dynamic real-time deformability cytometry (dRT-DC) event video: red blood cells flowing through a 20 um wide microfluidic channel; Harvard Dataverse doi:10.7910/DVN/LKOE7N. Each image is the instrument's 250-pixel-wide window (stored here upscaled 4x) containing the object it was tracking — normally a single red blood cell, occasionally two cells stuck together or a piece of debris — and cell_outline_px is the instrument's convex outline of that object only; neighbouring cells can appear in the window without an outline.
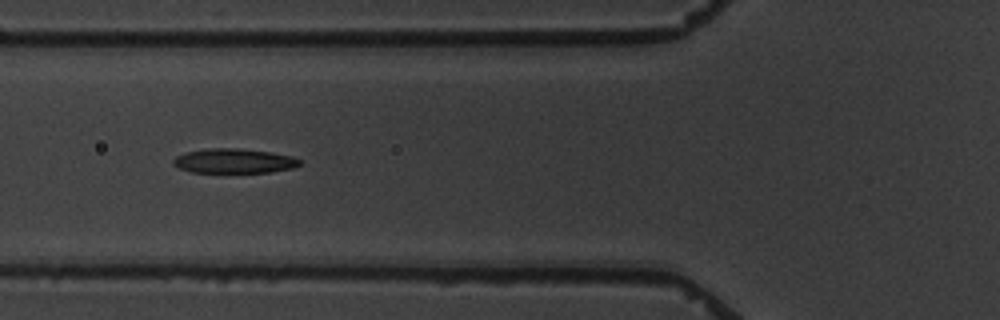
{"species": "common noctule bat (a hibernating species)", "species_latin": "Nyctalus noctula", "temperature_condition": "warm", "stored_images_in_passage": 14, "camera_frame_rate_fps": 3000, "um_per_image_px": 0.085, "animal": {"sex": "male", "body_mass_g": 19.5, "forearm_length_mm": 54.6}, "frame": {"image": 1, "passage_image": 5, "time_ms": 6.333, "image_size_px": [1000, 320], "cell_outline_px": [[304, 164], [292, 168], [272, 172], [192, 172], [180, 168], [172, 164], [172, 160], [176, 156], [184, 152], [208, 148], [240, 148], [268, 152], [292, 156], [300, 160]], "centroid_in_image_um": [19.89, 13.67], "position_along_channel_um": 105.9, "area_um2": 18.15}}
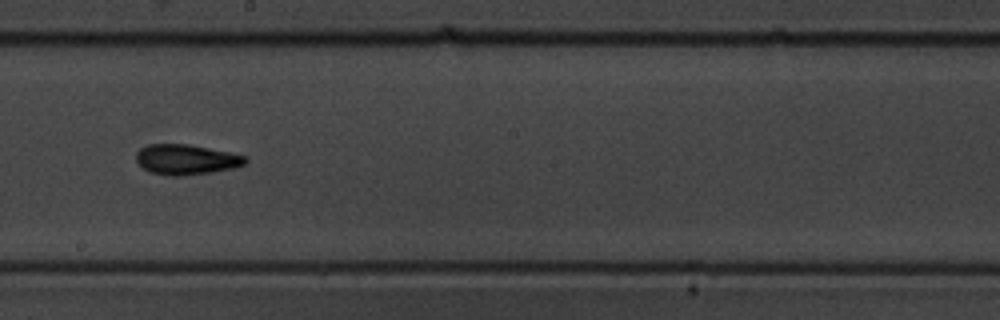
{"frame": {"image": 2, "passage_image": 8, "time_ms": 10.0, "image_size_px": [1000, 320], "cell_outline_px": [[248, 160], [244, 164], [232, 168], [212, 172], [180, 176], [168, 176], [148, 172], [136, 160], [136, 152], [140, 148], [148, 144], [188, 144], [248, 156]], "centroid_in_image_um": [15.8, 13.56], "position_along_channel_um": 232.4, "area_um2": 19.25}}
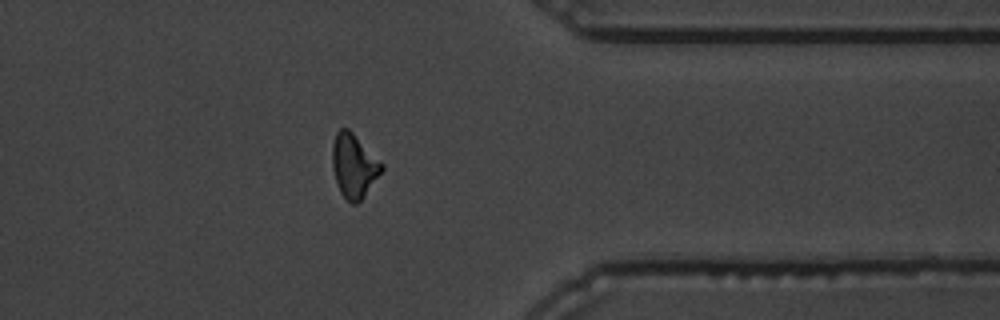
{"frame": {"image": 3, "passage_image": 12, "time_ms": 14.667, "image_size_px": [1000, 320], "cell_outline_px": [[384, 168], [364, 196], [356, 204], [352, 204], [340, 192], [336, 184], [332, 168], [332, 144], [336, 132], [340, 128], [348, 128], [384, 164]], "centroid_in_image_um": [30.06, 14.08], "position_along_channel_um": 381.3, "area_um2": 18.32}, "authors_computed_cell_mechanics": {"area_um2": 17.7735, "velocity_mm_per_s": 3.4581, "shape_relaxation_time_tau1_ms": 5.8431, "shape_relaxation_time_tau2_ms": 5.4384, "deformation_change_tau1": 0.1749, "deformation_change_tau2": 0.1359}}